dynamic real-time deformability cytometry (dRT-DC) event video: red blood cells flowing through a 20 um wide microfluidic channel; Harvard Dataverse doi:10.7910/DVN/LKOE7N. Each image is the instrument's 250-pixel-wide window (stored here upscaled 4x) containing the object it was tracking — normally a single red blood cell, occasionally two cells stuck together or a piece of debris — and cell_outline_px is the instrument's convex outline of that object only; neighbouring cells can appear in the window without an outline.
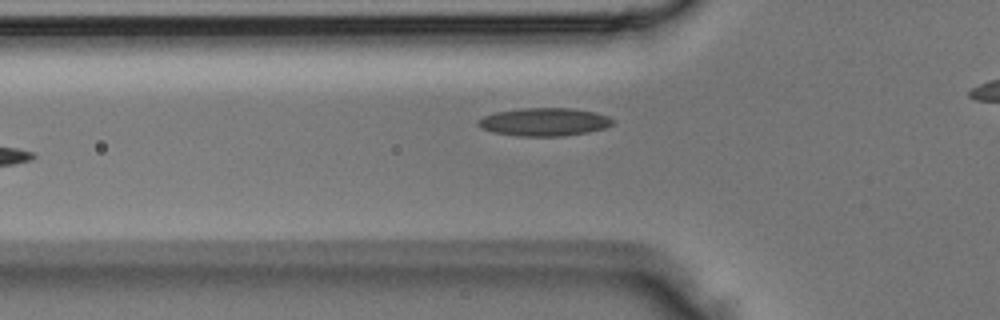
{"species": "Egyptian fruit bat (a non-hibernating species)", "species_latin": "Rousettus aegyptiacus", "temperature_condition": "room temperature", "stored_images_in_passage": 5, "segment_of_instrument_passage": [1, 2], "camera_frame_rate_fps": 3000, "um_per_image_px": 0.085, "animal": {"sex": "male"}, "frame": {"image": 1, "passage_image": 4, "time_ms": 1.0, "image_size_px": [1000, 320], "cell_outline_px": [[616, 120], [612, 124], [604, 128], [588, 132], [560, 136], [516, 136], [492, 132], [480, 128], [476, 124], [476, 120], [484, 116], [496, 112], [520, 108], [572, 108], [592, 112], [608, 116]], "centroid_in_image_um": [46.22, 10.36], "position_along_channel_um": 79.6, "area_um2": 22.08}}